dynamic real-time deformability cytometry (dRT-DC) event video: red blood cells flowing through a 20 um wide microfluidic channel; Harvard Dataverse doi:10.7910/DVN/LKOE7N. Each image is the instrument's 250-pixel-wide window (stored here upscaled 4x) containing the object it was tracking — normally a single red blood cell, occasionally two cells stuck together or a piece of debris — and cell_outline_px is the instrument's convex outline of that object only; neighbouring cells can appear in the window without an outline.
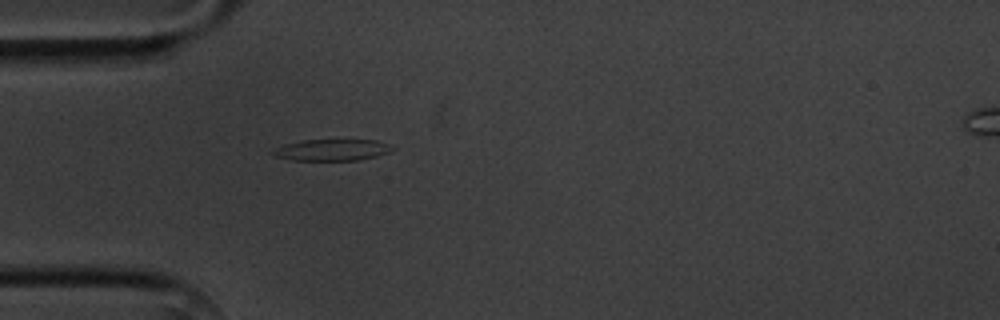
{"species": "common noctule bat (a hibernating species)", "species_latin": "Nyctalus noctula", "temperature_condition": "cold", "stored_images_in_passage": 5, "camera_frame_rate_fps": 3000, "um_per_image_px": 0.085, "animal": {"sex": "male", "body_mass_g": 20.1, "forearm_length_mm": 53.5}, "frame": {"image": 1, "passage_image": 5, "time_ms": 6.0, "image_size_px": [1000, 320], "cell_outline_px": [[396, 148], [388, 152], [376, 156], [356, 160], [292, 160], [276, 156], [272, 152], [276, 148], [284, 144], [300, 140], [376, 140], [388, 144]], "centroid_in_image_um": [28.22, 12.74], "position_along_channel_um": 56.8, "area_um2": 14.74}}